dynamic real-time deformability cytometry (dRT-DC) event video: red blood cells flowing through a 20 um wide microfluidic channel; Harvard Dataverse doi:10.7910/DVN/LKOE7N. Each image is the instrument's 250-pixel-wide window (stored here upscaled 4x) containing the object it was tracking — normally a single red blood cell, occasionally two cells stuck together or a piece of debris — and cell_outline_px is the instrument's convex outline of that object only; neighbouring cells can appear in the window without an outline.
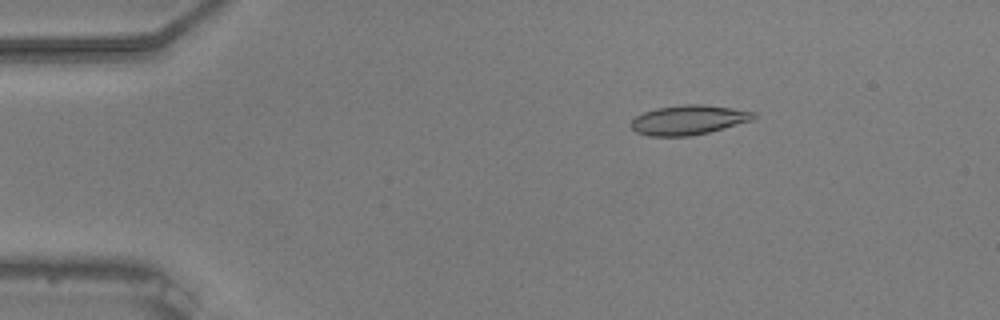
{"species": "common noctule bat (a hibernating species)", "species_latin": "Nyctalus noctula", "temperature_condition": "warm", "stored_images_in_passage": 55, "camera_frame_rate_fps": 3000, "um_per_image_px": 0.085, "animal": {"sex": "male", "body_mass_g": 20.5, "forearm_length_mm": 52.5}, "frame": {"image": 1, "passage_image": 9, "time_ms": 2.667, "image_size_px": [1000, 320], "cell_outline_px": [[756, 116], [752, 120], [708, 132], [688, 136], [648, 136], [636, 132], [632, 128], [632, 120], [636, 116], [644, 112], [656, 108], [684, 104], [704, 104], [732, 108], [756, 112]], "centroid_in_image_um": [58.52, 10.18], "position_along_channel_um": 26.5, "area_um2": 20.98}}
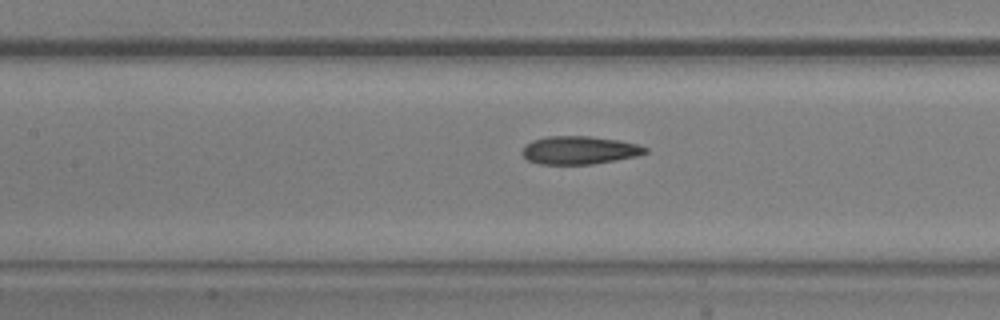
{"frame": {"image": 2, "passage_image": 25, "time_ms": 8.0, "image_size_px": [1000, 320], "cell_outline_px": [[648, 152], [636, 156], [616, 160], [592, 164], [540, 164], [528, 160], [520, 152], [524, 144], [532, 140], [548, 136], [588, 136], [620, 140], [640, 144], [648, 148]], "centroid_in_image_um": [49.24, 12.76], "position_along_channel_um": 158.2, "area_um2": 20.35}}
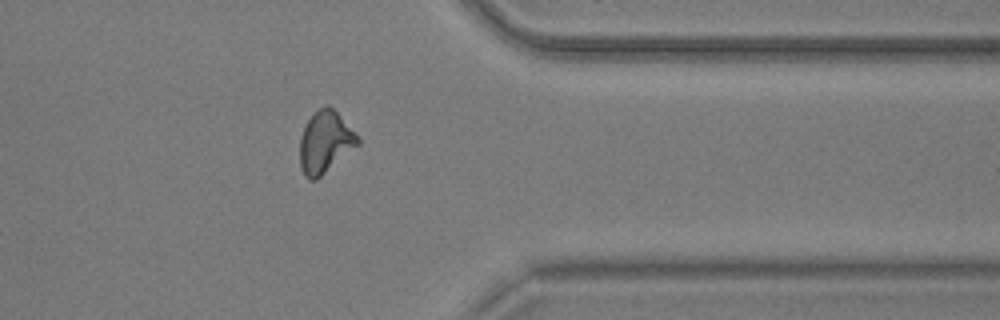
{"frame": {"image": 3, "passage_image": 44, "time_ms": 14.333, "image_size_px": [1000, 320], "cell_outline_px": [[360, 144], [316, 180], [308, 180], [304, 176], [300, 168], [300, 136], [308, 120], [320, 108], [328, 104], [340, 116], [360, 140]], "centroid_in_image_um": [27.61, 12.13], "position_along_channel_um": 383.8, "area_um2": 20.58}, "authors_computed_cell_mechanics": {"area_um2": 20.3456, "velocity_mm_per_s": 3.7223, "shape_relaxation_time_tau1_ms": null, "shape_relaxation_time_tau2_ms": 3.189, "deformation_change_tau1": null, "deformation_change_tau2": 0.1044}}